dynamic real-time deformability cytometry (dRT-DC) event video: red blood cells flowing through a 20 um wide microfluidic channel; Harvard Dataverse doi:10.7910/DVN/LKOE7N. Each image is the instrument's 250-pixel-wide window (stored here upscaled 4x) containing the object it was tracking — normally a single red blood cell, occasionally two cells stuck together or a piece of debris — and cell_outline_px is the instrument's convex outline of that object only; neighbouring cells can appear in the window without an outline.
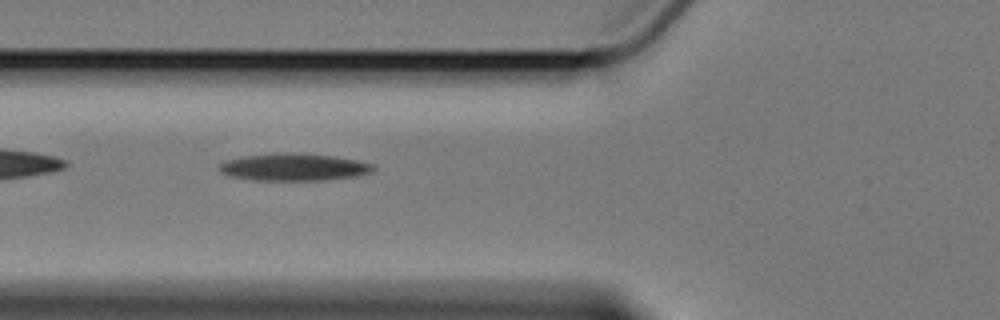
{"species": "Egyptian fruit bat (a non-hibernating species)", "species_latin": "Rousettus aegyptiacus", "temperature_condition": "cold", "stored_images_in_passage": 14, "camera_frame_rate_fps": 3000, "um_per_image_px": 0.085, "animal": {"sex": "female"}, "frame": {"image": 1, "passage_image": 4, "time_ms": 3.333, "image_size_px": [1000, 320], "cell_outline_px": [[376, 168], [372, 172], [360, 176], [324, 180], [252, 180], [228, 176], [220, 172], [220, 164], [224, 160], [244, 156], [272, 152], [284, 152], [336, 156], [376, 164]], "centroid_in_image_um": [25.0, 14.2], "position_along_channel_um": 100.8, "area_um2": 24.91}}
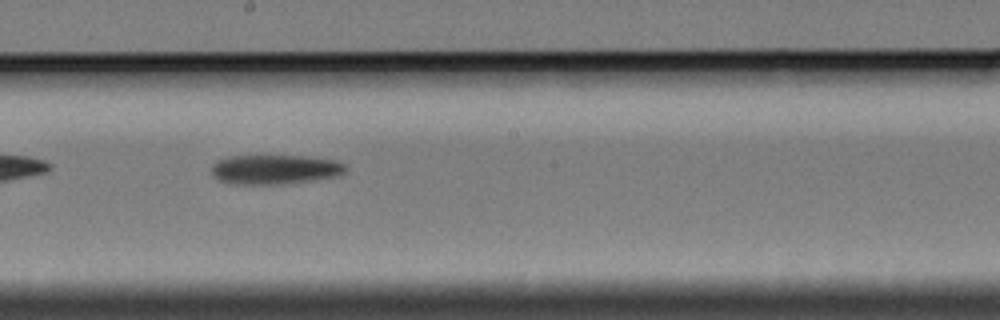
{"frame": {"image": 2, "passage_image": 7, "time_ms": 7.0, "image_size_px": [1000, 320], "cell_outline_px": [[344, 172], [340, 176], [288, 184], [228, 184], [220, 180], [212, 172], [212, 164], [216, 160], [232, 156], [304, 156], [332, 160], [344, 164]], "centroid_in_image_um": [23.35, 14.41], "position_along_channel_um": 224.8, "area_um2": 23.0}}
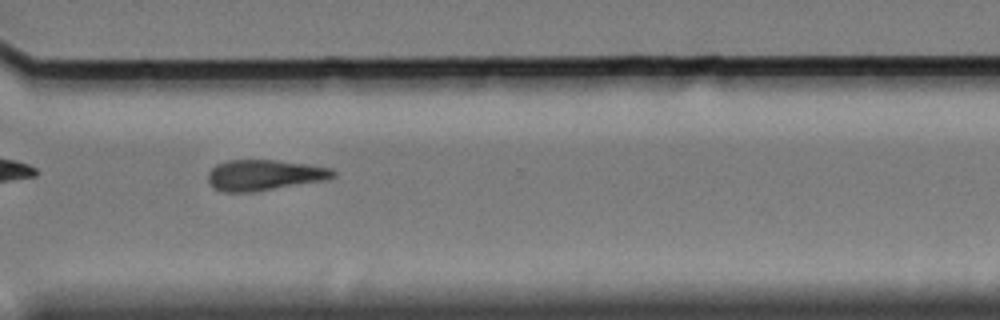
{"frame": {"image": 3, "passage_image": 10, "time_ms": 10.667, "image_size_px": [1000, 320], "cell_outline_px": [[336, 176], [328, 180], [256, 192], [224, 192], [212, 188], [208, 180], [208, 172], [216, 164], [228, 160], [272, 160], [308, 164], [332, 168], [336, 172]], "centroid_in_image_um": [22.49, 14.89], "position_along_channel_um": 348.1, "area_um2": 22.77}}